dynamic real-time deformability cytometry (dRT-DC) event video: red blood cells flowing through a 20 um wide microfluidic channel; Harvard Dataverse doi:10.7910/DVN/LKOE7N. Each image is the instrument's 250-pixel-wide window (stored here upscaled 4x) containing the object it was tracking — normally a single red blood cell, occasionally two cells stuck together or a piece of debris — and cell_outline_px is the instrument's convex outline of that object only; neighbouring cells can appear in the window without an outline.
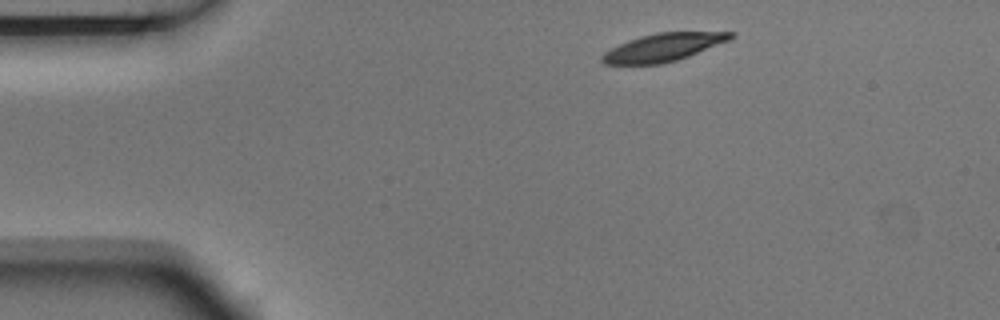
{"species": "Egyptian fruit bat (a non-hibernating species)", "species_latin": "Rousettus aegyptiacus", "temperature_condition": "room temperature", "stored_images_in_passage": 8, "camera_frame_rate_fps": 3000, "um_per_image_px": 0.085, "animal": {"sex": "male"}, "frame": {"image": 1, "passage_image": 1, "time_ms": 0.0, "image_size_px": [1000, 320], "cell_outline_px": [[736, 36], [728, 40], [688, 56], [676, 60], [660, 64], [604, 64], [600, 60], [600, 56], [604, 52], [628, 40], [640, 36], [656, 32], [736, 32]], "centroid_in_image_um": [56.35, 4.02], "position_along_channel_um": 28.7, "area_um2": 20.69}}
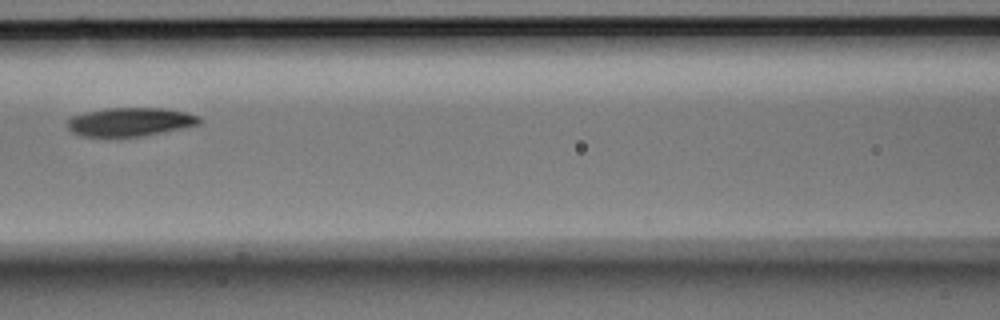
{"frame": {"image": 2, "passage_image": 5, "time_ms": 1.333, "image_size_px": [1000, 320], "cell_outline_px": [[204, 120], [200, 124], [184, 128], [144, 136], [80, 136], [72, 132], [68, 128], [68, 120], [72, 116], [84, 112], [108, 108], [164, 108], [184, 112], [200, 116]], "centroid_in_image_um": [11.1, 10.36], "position_along_channel_um": 155.5, "area_um2": 22.08}}
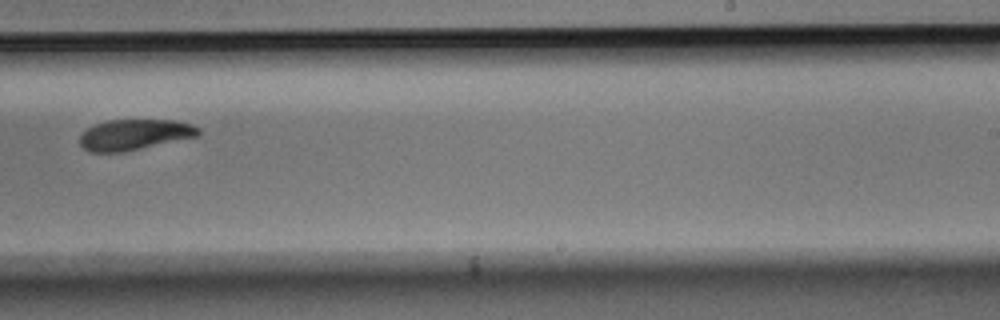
{"frame": {"image": 3, "passage_image": 8, "time_ms": 2.333, "image_size_px": [1000, 320], "cell_outline_px": [[200, 132], [196, 136], [120, 152], [88, 152], [80, 144], [80, 136], [88, 128], [96, 124], [108, 120], [176, 120], [192, 124], [200, 128]], "centroid_in_image_um": [11.41, 11.43], "position_along_channel_um": 277.6, "area_um2": 20.81}}